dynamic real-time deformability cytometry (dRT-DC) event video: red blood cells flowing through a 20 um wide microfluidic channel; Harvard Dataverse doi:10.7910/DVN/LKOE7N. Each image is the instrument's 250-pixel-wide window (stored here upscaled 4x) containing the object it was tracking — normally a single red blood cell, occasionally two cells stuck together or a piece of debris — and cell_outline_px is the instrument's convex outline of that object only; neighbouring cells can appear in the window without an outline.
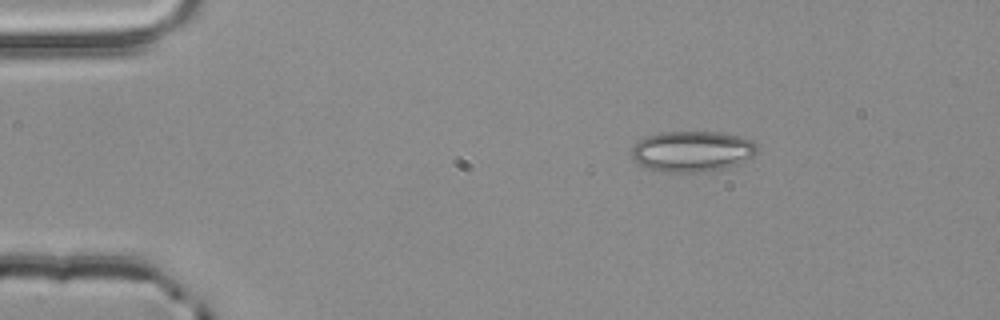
{"species": "common noctule bat (a hibernating species)", "species_latin": "Nyctalus noctula", "temperature_condition": "room temperature", "stored_images_in_passage": 46, "camera_frame_rate_fps": 3000, "um_per_image_px": 0.085, "animal": {"sex": "male", "body_mass_g": 20.4}, "frame": {"image": 1, "passage_image": 1, "time_ms": 0.0, "image_size_px": [1000, 320], "cell_outline_px": [[756, 152], [752, 156], [728, 168], [700, 172], [660, 172], [644, 168], [632, 160], [632, 148], [644, 136], [660, 132], [720, 132], [752, 140], [756, 144]], "centroid_in_image_um": [58.77, 12.87], "position_along_channel_um": 26.2, "area_um2": 29.94}}
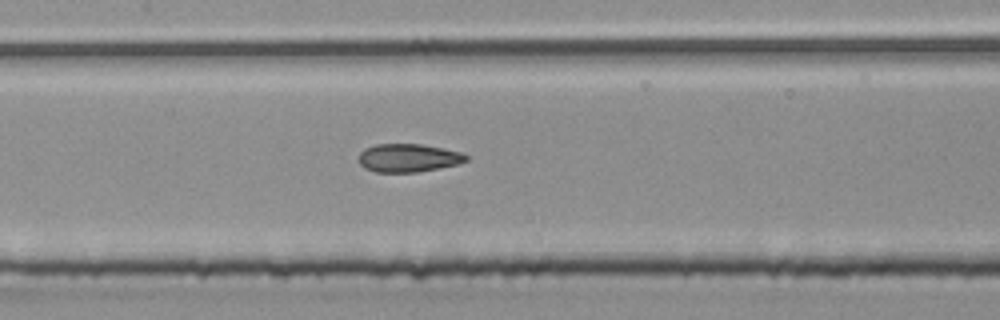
{"frame": {"image": 2, "passage_image": 18, "time_ms": 5.667, "image_size_px": [1000, 320], "cell_outline_px": [[468, 160], [460, 164], [416, 172], [376, 172], [364, 168], [360, 164], [360, 152], [364, 148], [376, 144], [420, 144], [444, 148], [464, 152], [468, 156]], "centroid_in_image_um": [34.75, 13.41], "position_along_channel_um": 172.7, "area_um2": 17.8}}
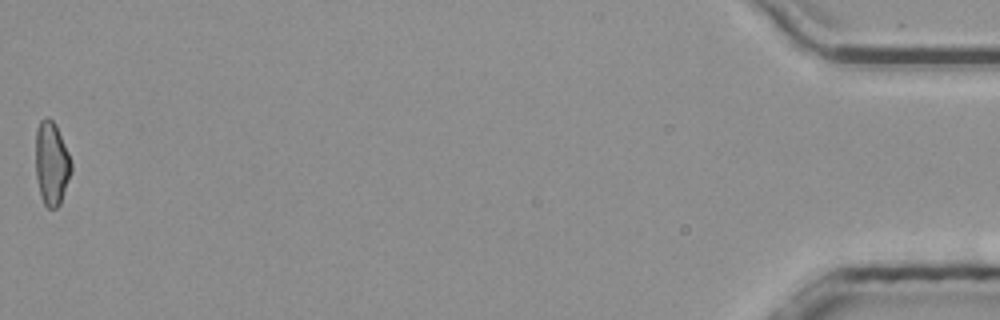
{"frame": {"image": 3, "passage_image": 46, "time_ms": 15.0, "image_size_px": [1000, 320], "cell_outline_px": [[72, 172], [60, 204], [56, 208], [48, 208], [44, 204], [40, 196], [36, 176], [36, 128], [40, 120], [44, 116], [48, 116], [56, 124], [68, 152], [72, 164]], "centroid_in_image_um": [4.38, 13.87], "position_along_channel_um": 430.8, "area_um2": 17.57}, "authors_computed_cell_mechanics": {"area_um2": 17.918, "velocity_mm_per_s": 3.8795, "shape_relaxation_time_tau1_ms": 9.417, "shape_relaxation_time_tau2_ms": 1.7929, "deformation_change_tau1": 0.1863, "deformation_change_tau2": 0.0844}}